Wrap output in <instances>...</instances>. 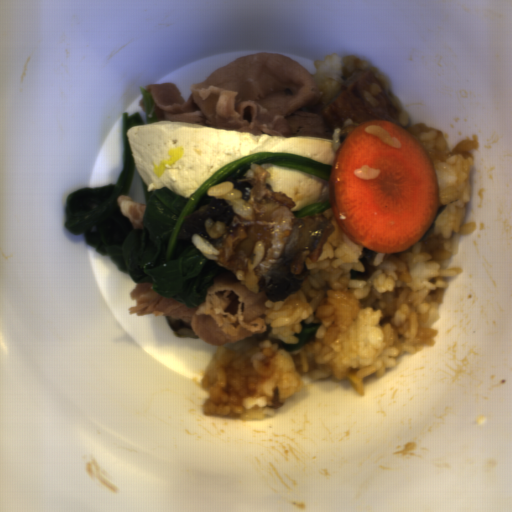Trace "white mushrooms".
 Wrapping results in <instances>:
<instances>
[{"instance_id":"1e6be865","label":"white mushrooms","mask_w":512,"mask_h":512,"mask_svg":"<svg viewBox=\"0 0 512 512\" xmlns=\"http://www.w3.org/2000/svg\"><path fill=\"white\" fill-rule=\"evenodd\" d=\"M166 318L175 337H186L197 340L200 339L194 334L192 328L186 322H183L173 317L166 316Z\"/></svg>"}]
</instances>
